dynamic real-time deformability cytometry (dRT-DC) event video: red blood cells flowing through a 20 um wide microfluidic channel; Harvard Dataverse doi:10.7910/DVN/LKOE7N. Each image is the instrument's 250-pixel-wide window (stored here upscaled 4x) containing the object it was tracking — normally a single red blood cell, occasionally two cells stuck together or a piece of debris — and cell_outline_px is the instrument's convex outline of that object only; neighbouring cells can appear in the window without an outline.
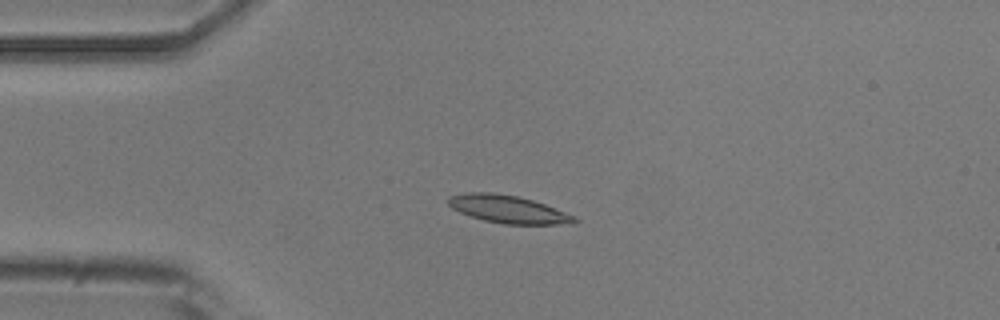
{"species": "common noctule bat (a hibernating species)", "species_latin": "Nyctalus noctula", "temperature_condition": "room temperature", "stored_images_in_passage": 4, "camera_frame_rate_fps": 3000, "um_per_image_px": 0.085, "animal": {"sex": "male", "body_mass_g": 20.5, "forearm_length_mm": 52.5}, "frame": {"image": 1, "passage_image": 3, "time_ms": 2.333, "image_size_px": [1000, 320], "cell_outline_px": [[580, 220], [572, 224], [504, 224], [484, 220], [460, 212], [452, 208], [448, 204], [448, 196], [468, 192], [492, 192], [516, 196], [532, 200], [544, 204], [576, 216]], "centroid_in_image_um": [43.21, 17.78], "position_along_channel_um": 41.8, "area_um2": 20.29}}